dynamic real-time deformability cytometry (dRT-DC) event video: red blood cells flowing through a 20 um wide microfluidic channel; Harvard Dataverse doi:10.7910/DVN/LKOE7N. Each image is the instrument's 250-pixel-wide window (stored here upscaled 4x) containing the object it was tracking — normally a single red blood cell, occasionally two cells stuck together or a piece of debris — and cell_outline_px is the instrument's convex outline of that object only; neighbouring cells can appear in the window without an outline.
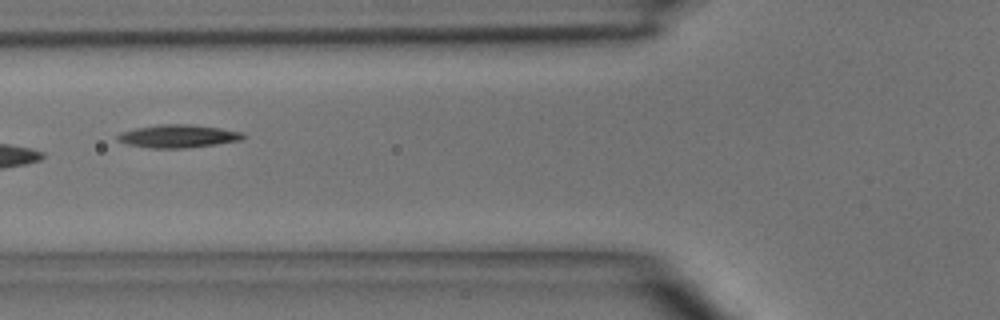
{"species": "common noctule bat (a hibernating species)", "species_latin": "Nyctalus noctula", "temperature_condition": "room temperature", "stored_images_in_passage": 5, "camera_frame_rate_fps": 3000, "um_per_image_px": 0.085, "animal": {"sex": "male", "body_mass_g": 15.6}, "frame": {"image": 1, "passage_image": 5, "time_ms": 4.667, "image_size_px": [1000, 320], "cell_outline_px": [[248, 136], [240, 140], [184, 148], [152, 148], [128, 144], [116, 140], [116, 136], [120, 132], [136, 128], [156, 124], [188, 124], [220, 128], [244, 132]], "centroid_in_image_um": [15.12, 11.56], "position_along_channel_um": 110.7, "area_um2": 16.76}}